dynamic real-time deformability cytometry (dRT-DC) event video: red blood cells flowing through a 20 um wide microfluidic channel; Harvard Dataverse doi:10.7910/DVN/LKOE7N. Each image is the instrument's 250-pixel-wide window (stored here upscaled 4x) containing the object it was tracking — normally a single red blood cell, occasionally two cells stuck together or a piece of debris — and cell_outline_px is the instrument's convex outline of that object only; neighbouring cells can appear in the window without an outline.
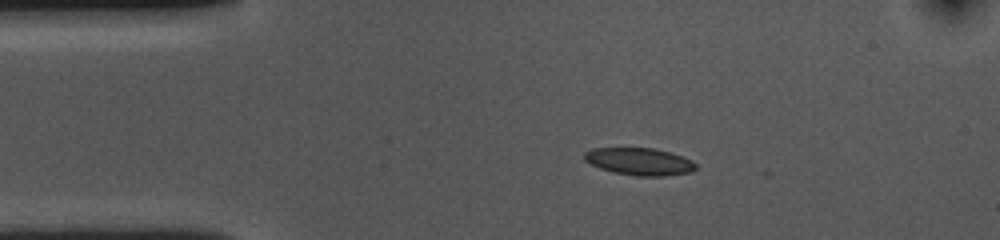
{"species": "common noctule bat (a hibernating species)", "species_latin": "Nyctalus noctula", "temperature_condition": "cold", "stored_images_in_passage": 8, "camera_frame_rate_fps": 3000, "um_per_image_px": 0.085, "animal": {"sex": "female", "body_mass_g": 10.0, "forearm_length_mm": 53.1}, "frame": {"image": 1, "passage_image": 1, "time_ms": 0.0, "image_size_px": [1000, 240], "cell_outline_px": [[696, 168], [692, 172], [664, 176], [636, 176], [616, 172], [600, 168], [584, 160], [584, 152], [592, 148], [656, 148], [692, 160], [696, 164]], "centroid_in_image_um": [54.36, 13.73], "position_along_channel_um": 30.6, "area_um2": 17.63}}
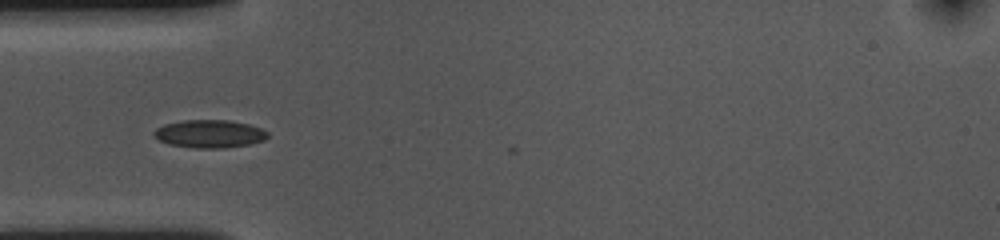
{"frame": {"image": 2, "passage_image": 7, "time_ms": 2.0, "image_size_px": [1000, 240], "cell_outline_px": [[268, 136], [264, 140], [248, 144], [224, 148], [196, 148], [168, 144], [160, 140], [152, 132], [156, 128], [164, 124], [184, 120], [228, 120], [248, 124], [260, 128], [268, 132]], "centroid_in_image_um": [17.8, 11.37], "position_along_channel_um": 67.2, "area_um2": 18.38}}